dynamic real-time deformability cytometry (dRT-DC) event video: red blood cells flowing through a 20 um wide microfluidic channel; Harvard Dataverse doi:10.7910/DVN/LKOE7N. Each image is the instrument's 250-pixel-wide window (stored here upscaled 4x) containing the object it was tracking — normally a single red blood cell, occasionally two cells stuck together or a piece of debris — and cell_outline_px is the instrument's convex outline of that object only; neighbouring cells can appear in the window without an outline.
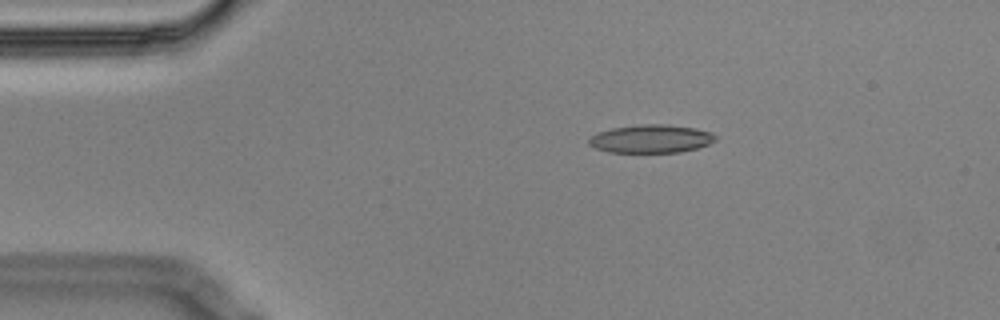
{"species": "Egyptian fruit bat (a non-hibernating species)", "species_latin": "Rousettus aegyptiacus", "temperature_condition": "cold", "stored_images_in_passage": 5, "camera_frame_rate_fps": 3000, "um_per_image_px": 0.085, "animal": {"sex": "male"}, "frame": {"image": 1, "passage_image": 1, "time_ms": 0.0, "image_size_px": [1000, 320], "cell_outline_px": [[716, 140], [708, 144], [696, 148], [680, 152], [608, 152], [596, 148], [588, 144], [588, 140], [592, 136], [600, 132], [612, 128], [640, 124], [668, 124], [696, 128], [712, 132], [716, 136]], "centroid_in_image_um": [55.36, 11.79], "position_along_channel_um": 29.6, "area_um2": 20.75}}
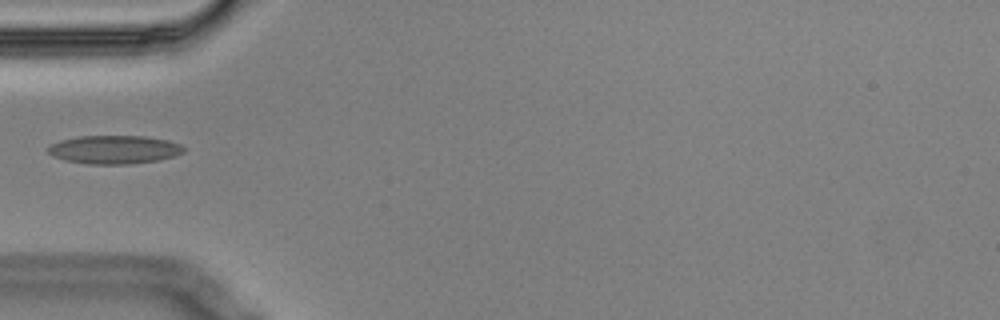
{"frame": {"image": 2, "passage_image": 3, "time_ms": 0.667, "image_size_px": [1000, 320], "cell_outline_px": [[188, 148], [184, 152], [176, 156], [156, 160], [128, 164], [88, 164], [64, 160], [52, 156], [48, 152], [48, 148], [52, 144], [60, 140], [76, 136], [144, 136], [168, 140], [180, 144]], "centroid_in_image_um": [9.73, 12.71], "position_along_channel_um": 75.3, "area_um2": 22.6}}
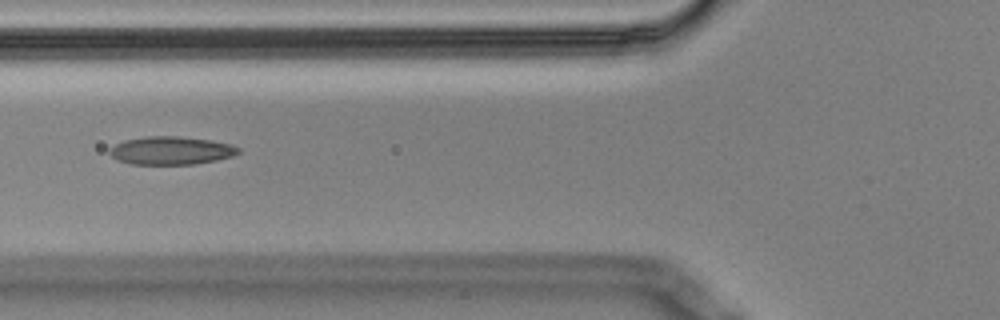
{"frame": {"image": 3, "passage_image": 4, "time_ms": 1.0, "image_size_px": [1000, 320], "cell_outline_px": [[240, 152], [232, 156], [216, 160], [196, 164], [132, 164], [120, 160], [112, 156], [108, 152], [108, 148], [124, 140], [148, 136], [176, 136], [208, 140], [228, 144], [240, 148]], "centroid_in_image_um": [14.52, 12.8], "position_along_channel_um": 111.3, "area_um2": 20.87}}